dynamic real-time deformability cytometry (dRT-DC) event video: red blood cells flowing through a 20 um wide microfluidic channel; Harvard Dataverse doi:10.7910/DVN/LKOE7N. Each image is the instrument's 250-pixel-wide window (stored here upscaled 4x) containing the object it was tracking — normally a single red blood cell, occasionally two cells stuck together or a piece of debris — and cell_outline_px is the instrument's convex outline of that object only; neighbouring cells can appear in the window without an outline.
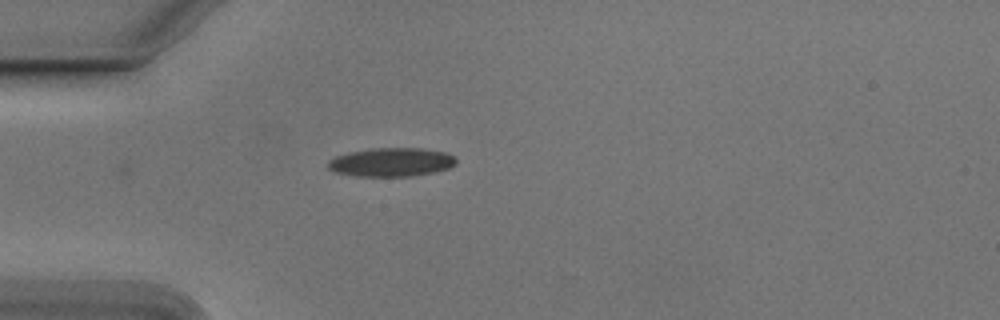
{"species": "Egyptian fruit bat (a non-hibernating species)", "species_latin": "Rousettus aegyptiacus", "temperature_condition": "cold", "stored_images_in_passage": 6, "camera_frame_rate_fps": 3000, "um_per_image_px": 0.085, "animal": {"sex": "male"}, "frame": {"image": 1, "passage_image": 1, "time_ms": 0.0, "image_size_px": [1000, 320], "cell_outline_px": [[456, 164], [448, 168], [432, 172], [408, 176], [356, 176], [336, 172], [328, 168], [328, 160], [336, 156], [348, 152], [372, 148], [420, 148], [444, 152], [452, 156], [456, 160]], "centroid_in_image_um": [33.22, 13.78], "position_along_channel_um": 51.8, "area_um2": 21.21}}
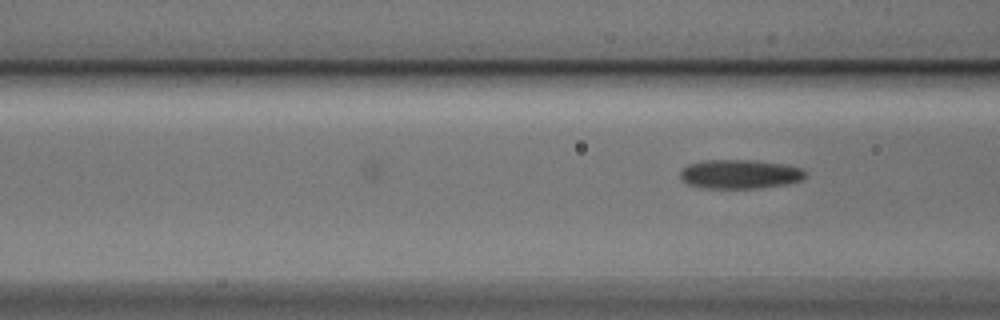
{"frame": {"image": 2, "passage_image": 6, "time_ms": 1.667, "image_size_px": [1000, 320], "cell_outline_px": [[804, 176], [800, 180], [788, 184], [760, 188], [704, 188], [688, 184], [680, 176], [680, 172], [688, 164], [704, 160], [756, 160], [784, 164], [800, 168], [804, 172]], "centroid_in_image_um": [62.87, 14.8], "position_along_channel_um": 103.7, "area_um2": 21.1}}